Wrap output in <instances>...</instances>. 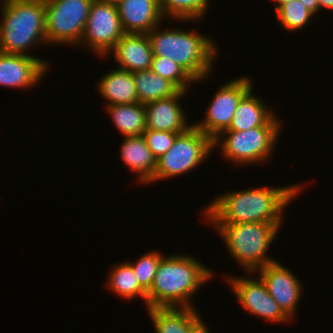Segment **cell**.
<instances>
[{
    "label": "cell",
    "mask_w": 333,
    "mask_h": 333,
    "mask_svg": "<svg viewBox=\"0 0 333 333\" xmlns=\"http://www.w3.org/2000/svg\"><path fill=\"white\" fill-rule=\"evenodd\" d=\"M305 184L256 187L228 191L213 199L202 212L211 225L264 222L283 224L284 210L300 195ZM303 186V187H302ZM283 212V213H282Z\"/></svg>",
    "instance_id": "6da1fadb"
},
{
    "label": "cell",
    "mask_w": 333,
    "mask_h": 333,
    "mask_svg": "<svg viewBox=\"0 0 333 333\" xmlns=\"http://www.w3.org/2000/svg\"><path fill=\"white\" fill-rule=\"evenodd\" d=\"M191 254L164 256L147 292V309L190 307L192 295L208 283L214 272Z\"/></svg>",
    "instance_id": "7a4b0ae2"
},
{
    "label": "cell",
    "mask_w": 333,
    "mask_h": 333,
    "mask_svg": "<svg viewBox=\"0 0 333 333\" xmlns=\"http://www.w3.org/2000/svg\"><path fill=\"white\" fill-rule=\"evenodd\" d=\"M153 28L147 35L153 56L167 57L180 65L195 81L206 80L213 73L217 45L200 33L183 29Z\"/></svg>",
    "instance_id": "3957f363"
},
{
    "label": "cell",
    "mask_w": 333,
    "mask_h": 333,
    "mask_svg": "<svg viewBox=\"0 0 333 333\" xmlns=\"http://www.w3.org/2000/svg\"><path fill=\"white\" fill-rule=\"evenodd\" d=\"M0 4V52L29 55L32 46L47 44L44 0H3Z\"/></svg>",
    "instance_id": "277c9868"
},
{
    "label": "cell",
    "mask_w": 333,
    "mask_h": 333,
    "mask_svg": "<svg viewBox=\"0 0 333 333\" xmlns=\"http://www.w3.org/2000/svg\"><path fill=\"white\" fill-rule=\"evenodd\" d=\"M213 226L226 243L229 255L239 262L244 272L256 275L258 269L276 261L267 253L279 234V224L250 222Z\"/></svg>",
    "instance_id": "5b68a950"
},
{
    "label": "cell",
    "mask_w": 333,
    "mask_h": 333,
    "mask_svg": "<svg viewBox=\"0 0 333 333\" xmlns=\"http://www.w3.org/2000/svg\"><path fill=\"white\" fill-rule=\"evenodd\" d=\"M281 123L276 114L264 126L245 131H222L213 139V149L220 147L221 155L235 165L265 163L276 148L282 130Z\"/></svg>",
    "instance_id": "8992f818"
},
{
    "label": "cell",
    "mask_w": 333,
    "mask_h": 333,
    "mask_svg": "<svg viewBox=\"0 0 333 333\" xmlns=\"http://www.w3.org/2000/svg\"><path fill=\"white\" fill-rule=\"evenodd\" d=\"M213 150V140L195 125L180 133L172 147L159 159L153 179L148 183L166 180L193 171L204 163Z\"/></svg>",
    "instance_id": "52a82bcc"
},
{
    "label": "cell",
    "mask_w": 333,
    "mask_h": 333,
    "mask_svg": "<svg viewBox=\"0 0 333 333\" xmlns=\"http://www.w3.org/2000/svg\"><path fill=\"white\" fill-rule=\"evenodd\" d=\"M94 0H44L46 43L79 45Z\"/></svg>",
    "instance_id": "ba28073f"
},
{
    "label": "cell",
    "mask_w": 333,
    "mask_h": 333,
    "mask_svg": "<svg viewBox=\"0 0 333 333\" xmlns=\"http://www.w3.org/2000/svg\"><path fill=\"white\" fill-rule=\"evenodd\" d=\"M249 77H237L215 92L203 120L193 124L212 140L229 128L241 98L253 87Z\"/></svg>",
    "instance_id": "9c48e42d"
},
{
    "label": "cell",
    "mask_w": 333,
    "mask_h": 333,
    "mask_svg": "<svg viewBox=\"0 0 333 333\" xmlns=\"http://www.w3.org/2000/svg\"><path fill=\"white\" fill-rule=\"evenodd\" d=\"M124 34L117 6L94 0L78 46H87L105 58Z\"/></svg>",
    "instance_id": "30bf717a"
},
{
    "label": "cell",
    "mask_w": 333,
    "mask_h": 333,
    "mask_svg": "<svg viewBox=\"0 0 333 333\" xmlns=\"http://www.w3.org/2000/svg\"><path fill=\"white\" fill-rule=\"evenodd\" d=\"M227 284L230 285L233 294L239 304H242L250 314L261 317L271 323H290L292 321L270 296L265 283L259 279L247 277L228 276Z\"/></svg>",
    "instance_id": "8fae6325"
},
{
    "label": "cell",
    "mask_w": 333,
    "mask_h": 333,
    "mask_svg": "<svg viewBox=\"0 0 333 333\" xmlns=\"http://www.w3.org/2000/svg\"><path fill=\"white\" fill-rule=\"evenodd\" d=\"M257 271L270 296L293 321V317L298 311L300 298H302L301 281L279 261L269 263Z\"/></svg>",
    "instance_id": "7c38bea8"
},
{
    "label": "cell",
    "mask_w": 333,
    "mask_h": 333,
    "mask_svg": "<svg viewBox=\"0 0 333 333\" xmlns=\"http://www.w3.org/2000/svg\"><path fill=\"white\" fill-rule=\"evenodd\" d=\"M50 70L48 62L32 55L0 52V86L29 89Z\"/></svg>",
    "instance_id": "4fadbf2b"
},
{
    "label": "cell",
    "mask_w": 333,
    "mask_h": 333,
    "mask_svg": "<svg viewBox=\"0 0 333 333\" xmlns=\"http://www.w3.org/2000/svg\"><path fill=\"white\" fill-rule=\"evenodd\" d=\"M188 91L179 90L176 94L145 104L147 129L183 133L194 124L187 121L185 109L179 102ZM188 122V123H187Z\"/></svg>",
    "instance_id": "5bb4252c"
},
{
    "label": "cell",
    "mask_w": 333,
    "mask_h": 333,
    "mask_svg": "<svg viewBox=\"0 0 333 333\" xmlns=\"http://www.w3.org/2000/svg\"><path fill=\"white\" fill-rule=\"evenodd\" d=\"M117 9L125 33L148 34L165 20L159 0H123Z\"/></svg>",
    "instance_id": "9a60e30c"
},
{
    "label": "cell",
    "mask_w": 333,
    "mask_h": 333,
    "mask_svg": "<svg viewBox=\"0 0 333 333\" xmlns=\"http://www.w3.org/2000/svg\"><path fill=\"white\" fill-rule=\"evenodd\" d=\"M110 53L120 69L133 73L151 68L153 52L147 34L125 33Z\"/></svg>",
    "instance_id": "2e32d148"
},
{
    "label": "cell",
    "mask_w": 333,
    "mask_h": 333,
    "mask_svg": "<svg viewBox=\"0 0 333 333\" xmlns=\"http://www.w3.org/2000/svg\"><path fill=\"white\" fill-rule=\"evenodd\" d=\"M120 155L124 165L137 175L139 184L149 183L154 176L157 159L149 149L143 135L123 137Z\"/></svg>",
    "instance_id": "e0dca14e"
},
{
    "label": "cell",
    "mask_w": 333,
    "mask_h": 333,
    "mask_svg": "<svg viewBox=\"0 0 333 333\" xmlns=\"http://www.w3.org/2000/svg\"><path fill=\"white\" fill-rule=\"evenodd\" d=\"M97 90L107 102L106 106L138 102L133 73L118 67L99 79Z\"/></svg>",
    "instance_id": "ac0fdd59"
},
{
    "label": "cell",
    "mask_w": 333,
    "mask_h": 333,
    "mask_svg": "<svg viewBox=\"0 0 333 333\" xmlns=\"http://www.w3.org/2000/svg\"><path fill=\"white\" fill-rule=\"evenodd\" d=\"M252 91L253 88L241 98L231 124L225 131H245L254 127L264 126L276 115Z\"/></svg>",
    "instance_id": "d6986e66"
},
{
    "label": "cell",
    "mask_w": 333,
    "mask_h": 333,
    "mask_svg": "<svg viewBox=\"0 0 333 333\" xmlns=\"http://www.w3.org/2000/svg\"><path fill=\"white\" fill-rule=\"evenodd\" d=\"M148 315L156 333H189L191 323L199 316L196 308H150Z\"/></svg>",
    "instance_id": "ffe728a7"
},
{
    "label": "cell",
    "mask_w": 333,
    "mask_h": 333,
    "mask_svg": "<svg viewBox=\"0 0 333 333\" xmlns=\"http://www.w3.org/2000/svg\"><path fill=\"white\" fill-rule=\"evenodd\" d=\"M105 110L123 137L139 136L147 130L145 104H117L105 106Z\"/></svg>",
    "instance_id": "44dd1931"
},
{
    "label": "cell",
    "mask_w": 333,
    "mask_h": 333,
    "mask_svg": "<svg viewBox=\"0 0 333 333\" xmlns=\"http://www.w3.org/2000/svg\"><path fill=\"white\" fill-rule=\"evenodd\" d=\"M107 286L115 295L125 300L140 298L147 309V292L139 285L132 266L126 262L114 265L107 277Z\"/></svg>",
    "instance_id": "7402d4cb"
},
{
    "label": "cell",
    "mask_w": 333,
    "mask_h": 333,
    "mask_svg": "<svg viewBox=\"0 0 333 333\" xmlns=\"http://www.w3.org/2000/svg\"><path fill=\"white\" fill-rule=\"evenodd\" d=\"M133 78L138 102L142 104L168 98L179 91L171 81L157 75L151 69L133 72Z\"/></svg>",
    "instance_id": "603a6c76"
},
{
    "label": "cell",
    "mask_w": 333,
    "mask_h": 333,
    "mask_svg": "<svg viewBox=\"0 0 333 333\" xmlns=\"http://www.w3.org/2000/svg\"><path fill=\"white\" fill-rule=\"evenodd\" d=\"M209 0H159L161 12L165 18L171 17L177 21H196L204 19Z\"/></svg>",
    "instance_id": "cb8c5ba5"
},
{
    "label": "cell",
    "mask_w": 333,
    "mask_h": 333,
    "mask_svg": "<svg viewBox=\"0 0 333 333\" xmlns=\"http://www.w3.org/2000/svg\"><path fill=\"white\" fill-rule=\"evenodd\" d=\"M278 22L285 31L293 33L309 24L314 15L299 0H292L276 11Z\"/></svg>",
    "instance_id": "d4e9b609"
},
{
    "label": "cell",
    "mask_w": 333,
    "mask_h": 333,
    "mask_svg": "<svg viewBox=\"0 0 333 333\" xmlns=\"http://www.w3.org/2000/svg\"><path fill=\"white\" fill-rule=\"evenodd\" d=\"M154 73L171 81L179 90L188 91L196 81L178 64L167 57L153 56L151 68Z\"/></svg>",
    "instance_id": "484cf974"
},
{
    "label": "cell",
    "mask_w": 333,
    "mask_h": 333,
    "mask_svg": "<svg viewBox=\"0 0 333 333\" xmlns=\"http://www.w3.org/2000/svg\"><path fill=\"white\" fill-rule=\"evenodd\" d=\"M163 257L164 255L161 254V252L154 250L151 252L148 251V253L142 255L135 263L131 261L128 262L134 270L139 285L146 292L152 287L158 265Z\"/></svg>",
    "instance_id": "4316f807"
},
{
    "label": "cell",
    "mask_w": 333,
    "mask_h": 333,
    "mask_svg": "<svg viewBox=\"0 0 333 333\" xmlns=\"http://www.w3.org/2000/svg\"><path fill=\"white\" fill-rule=\"evenodd\" d=\"M179 134L147 129L142 135L154 157L159 159L172 147Z\"/></svg>",
    "instance_id": "83f0119b"
},
{
    "label": "cell",
    "mask_w": 333,
    "mask_h": 333,
    "mask_svg": "<svg viewBox=\"0 0 333 333\" xmlns=\"http://www.w3.org/2000/svg\"><path fill=\"white\" fill-rule=\"evenodd\" d=\"M200 315L191 323L189 333H210L208 325L203 322Z\"/></svg>",
    "instance_id": "f1b7e54d"
},
{
    "label": "cell",
    "mask_w": 333,
    "mask_h": 333,
    "mask_svg": "<svg viewBox=\"0 0 333 333\" xmlns=\"http://www.w3.org/2000/svg\"><path fill=\"white\" fill-rule=\"evenodd\" d=\"M303 3L305 7L315 16L320 11L319 1L318 0H299ZM317 13V14H316Z\"/></svg>",
    "instance_id": "f546056e"
},
{
    "label": "cell",
    "mask_w": 333,
    "mask_h": 333,
    "mask_svg": "<svg viewBox=\"0 0 333 333\" xmlns=\"http://www.w3.org/2000/svg\"><path fill=\"white\" fill-rule=\"evenodd\" d=\"M318 1L320 6V11L322 8L333 10V0H318Z\"/></svg>",
    "instance_id": "4dcf8cb0"
},
{
    "label": "cell",
    "mask_w": 333,
    "mask_h": 333,
    "mask_svg": "<svg viewBox=\"0 0 333 333\" xmlns=\"http://www.w3.org/2000/svg\"><path fill=\"white\" fill-rule=\"evenodd\" d=\"M274 1L275 4H277L274 8V10L276 11L279 7H281L282 5L292 1V0H271Z\"/></svg>",
    "instance_id": "1f68e13d"
},
{
    "label": "cell",
    "mask_w": 333,
    "mask_h": 333,
    "mask_svg": "<svg viewBox=\"0 0 333 333\" xmlns=\"http://www.w3.org/2000/svg\"><path fill=\"white\" fill-rule=\"evenodd\" d=\"M102 2H105V3H109V4H112V5H118L120 2H122L123 0H100Z\"/></svg>",
    "instance_id": "d6a6232c"
}]
</instances>
